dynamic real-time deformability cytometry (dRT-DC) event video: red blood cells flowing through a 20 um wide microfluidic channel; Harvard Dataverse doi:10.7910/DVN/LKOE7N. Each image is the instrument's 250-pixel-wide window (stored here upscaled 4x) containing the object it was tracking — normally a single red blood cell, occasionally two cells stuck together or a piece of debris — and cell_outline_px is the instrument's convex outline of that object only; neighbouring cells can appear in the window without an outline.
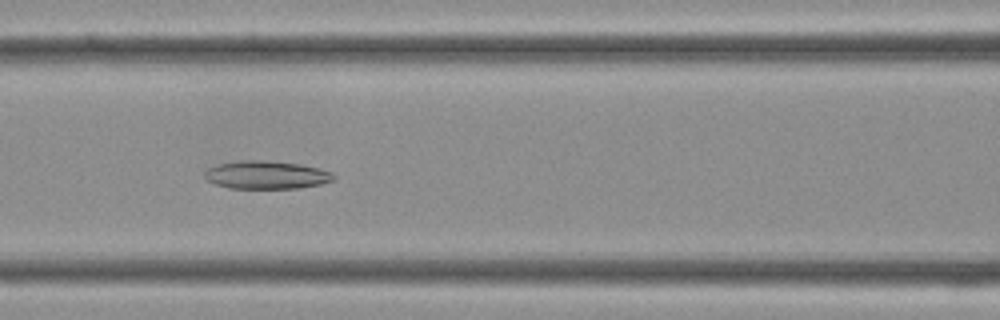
{"species": "Egyptian fruit bat (a non-hibernating species)", "species_latin": "Rousettus aegyptiacus", "temperature_condition": "cold", "stored_images_in_passage": 29, "camera_frame_rate_fps": 3000, "um_per_image_px": 0.085, "frame": {"image": 1, "passage_image": 8, "time_ms": 2.333, "image_size_px": [1000, 320], "cell_outline_px": [[336, 180], [320, 184], [300, 188], [232, 188], [216, 184], [208, 180], [204, 176], [204, 172], [208, 168], [216, 164], [240, 160], [264, 160], [300, 164], [320, 168], [332, 172], [336, 176]], "centroid_in_image_um": [22.68, 14.86], "position_along_channel_um": 143.9, "area_um2": 21.21}}
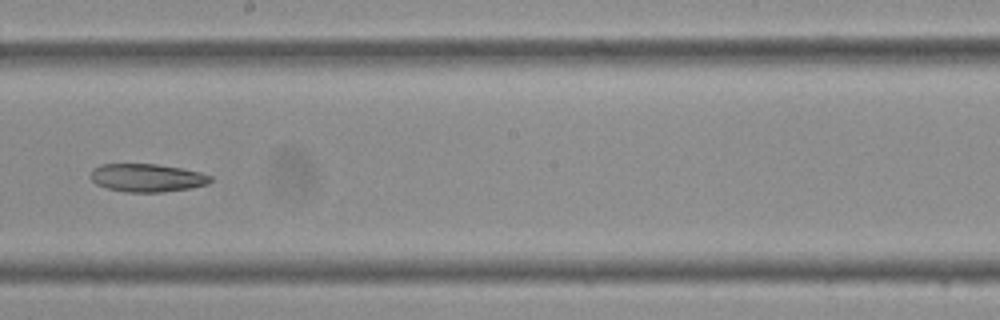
{"frame": {"image": 2, "passage_image": 13, "time_ms": 4.0, "image_size_px": [1000, 320], "cell_outline_px": [[212, 180], [208, 184], [192, 188], [164, 192], [128, 192], [108, 188], [96, 184], [88, 176], [92, 168], [100, 164], [156, 164], [180, 168], [200, 172], [212, 176]], "centroid_in_image_um": [12.48, 15.11], "position_along_channel_um": 235.7, "area_um2": 19.77}}
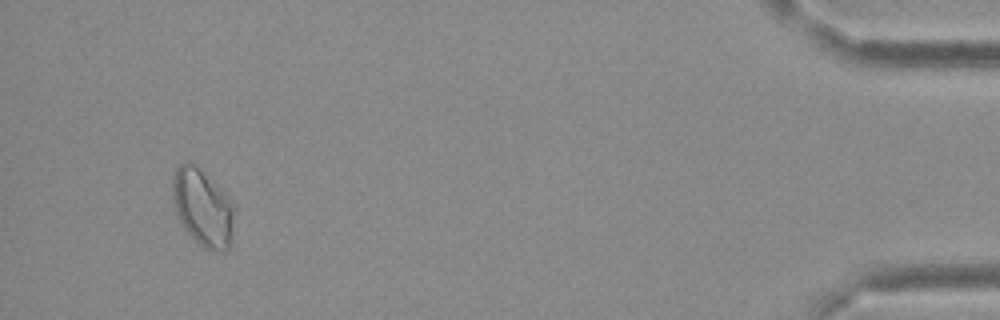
{"frame": {"image": 3, "passage_image": 27, "time_ms": 8.667, "image_size_px": [1000, 320], "cell_outline_px": [[232, 212], [228, 252], [220, 252], [204, 248], [184, 228], [176, 212], [172, 200], [172, 176], [176, 168], [184, 160], [192, 160], [200, 168], [232, 204]], "centroid_in_image_um": [17.14, 17.6], "position_along_channel_um": 418.1, "area_um2": 27.05}}